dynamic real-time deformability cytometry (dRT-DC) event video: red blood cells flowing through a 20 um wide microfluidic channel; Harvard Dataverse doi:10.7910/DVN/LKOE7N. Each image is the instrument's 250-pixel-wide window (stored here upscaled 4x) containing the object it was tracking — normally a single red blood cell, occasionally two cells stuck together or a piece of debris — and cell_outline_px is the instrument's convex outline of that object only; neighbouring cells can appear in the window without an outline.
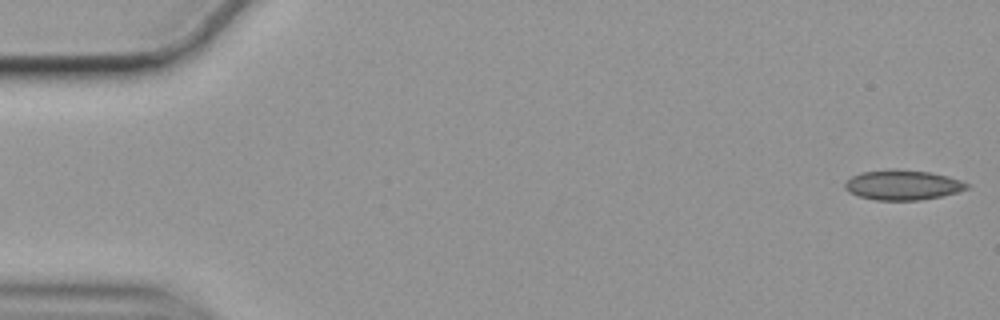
{"species": "common noctule bat (a hibernating species)", "species_latin": "Nyctalus noctula", "temperature_condition": "cold", "stored_images_in_passage": 15, "camera_frame_rate_fps": 3000, "um_per_image_px": 0.085, "animal": {"sex": "female", "body_mass_g": 19.9}, "frame": {"image": 1, "passage_image": 1, "time_ms": 0.0, "image_size_px": [1000, 320], "cell_outline_px": [[968, 188], [956, 192], [940, 196], [920, 200], [876, 200], [860, 196], [848, 192], [844, 188], [844, 180], [860, 172], [888, 168], [896, 168], [928, 172], [948, 176], [960, 180], [968, 184]], "centroid_in_image_um": [76.66, 15.7], "position_along_channel_um": 8.3, "area_um2": 21.44}}
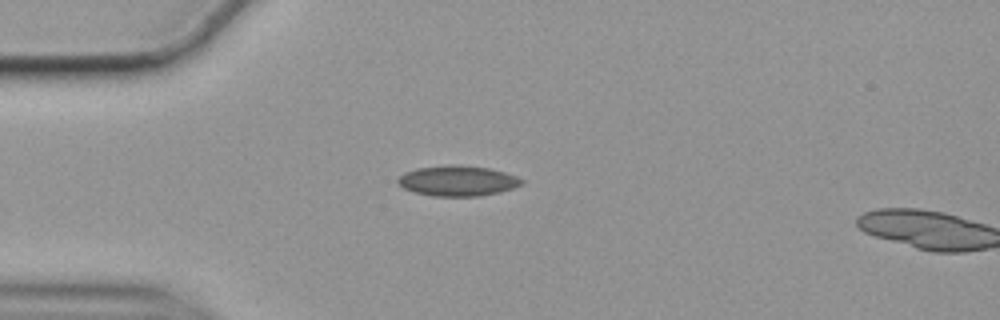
{"frame": {"image": 2, "passage_image": 14, "time_ms": 4.333, "image_size_px": [1000, 320], "cell_outline_px": [[524, 184], [500, 192], [480, 196], [432, 196], [412, 192], [396, 184], [396, 180], [404, 172], [416, 168], [448, 164], [460, 164], [488, 168], [504, 172], [516, 176], [524, 180]], "centroid_in_image_um": [38.87, 15.36], "position_along_channel_um": 46.1, "area_um2": 22.25}}